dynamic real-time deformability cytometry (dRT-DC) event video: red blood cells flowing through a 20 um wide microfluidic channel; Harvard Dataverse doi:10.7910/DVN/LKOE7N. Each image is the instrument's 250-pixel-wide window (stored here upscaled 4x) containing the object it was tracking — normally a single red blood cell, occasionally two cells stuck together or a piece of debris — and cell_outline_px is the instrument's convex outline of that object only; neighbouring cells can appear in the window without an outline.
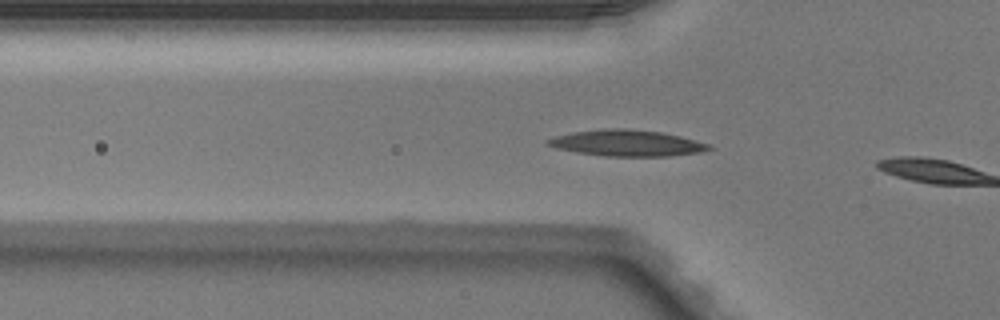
{"species": "Egyptian fruit bat (a non-hibernating species)", "species_latin": "Rousettus aegyptiacus", "temperature_condition": "warm", "stored_images_in_passage": 4, "camera_frame_rate_fps": 3000, "um_per_image_px": 0.085, "animal": {"sex": "male"}, "frame": {"image": 1, "passage_image": 4, "time_ms": 1.0, "image_size_px": [1000, 320], "cell_outline_px": [[716, 148], [700, 152], [668, 156], [604, 156], [576, 152], [556, 148], [544, 144], [544, 140], [556, 136], [572, 132], [608, 128], [624, 128], [660, 132], [680, 136], [712, 144]], "centroid_in_image_um": [53.29, 12.16], "position_along_channel_um": 72.5, "area_um2": 24.74}}